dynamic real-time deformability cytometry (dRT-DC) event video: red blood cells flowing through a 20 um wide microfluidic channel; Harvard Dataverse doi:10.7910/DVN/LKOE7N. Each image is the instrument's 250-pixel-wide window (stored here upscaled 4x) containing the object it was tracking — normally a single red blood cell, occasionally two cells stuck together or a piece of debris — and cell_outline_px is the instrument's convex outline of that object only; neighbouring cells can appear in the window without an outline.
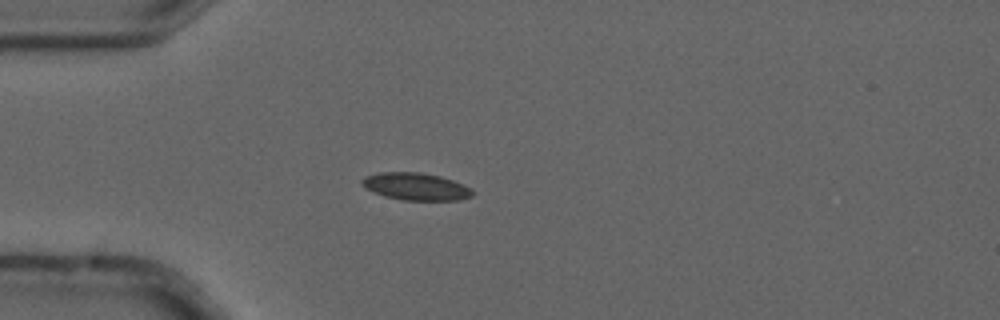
{"species": "common noctule bat (a hibernating species)", "species_latin": "Nyctalus noctula", "temperature_condition": "cold", "stored_images_in_passage": 5, "camera_frame_rate_fps": 3000, "um_per_image_px": 0.085, "animal": {"sex": "male", "forearm_length_mm": 52.5}, "frame": {"image": 1, "passage_image": 4, "time_ms": 1.0, "image_size_px": [1000, 320], "cell_outline_px": [[476, 192], [472, 196], [460, 200], [400, 200], [384, 196], [372, 192], [364, 188], [360, 184], [360, 180], [364, 176], [380, 172], [420, 172], [440, 176], [452, 180], [472, 188]], "centroid_in_image_um": [35.32, 15.86], "position_along_channel_um": 49.7, "area_um2": 17.92}}